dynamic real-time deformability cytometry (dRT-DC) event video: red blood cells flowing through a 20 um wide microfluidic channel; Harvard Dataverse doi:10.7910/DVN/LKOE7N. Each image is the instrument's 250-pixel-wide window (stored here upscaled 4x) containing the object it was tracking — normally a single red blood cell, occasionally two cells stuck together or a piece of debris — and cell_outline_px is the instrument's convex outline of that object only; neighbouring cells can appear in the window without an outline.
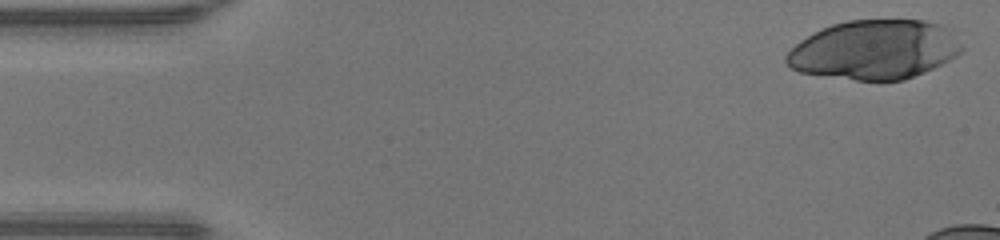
{"species": "human", "species_latin": "Homo sapiens", "temperature_condition": "warm", "stored_images_in_passage": 28, "camera_frame_rate_fps": 3000, "um_per_image_px": 0.085, "donor": {"sex": "male"}, "frame": {"image": 1, "passage_image": 1, "time_ms": 0.0, "image_size_px": [1000, 240], "cell_outline_px": [[964, 48], [956, 56], [924, 72], [904, 80], [856, 80], [800, 72], [792, 68], [784, 60], [784, 56], [800, 40], [820, 28], [832, 24], [848, 20], [924, 20], [956, 28]], "centroid_in_image_um": [74.39, 4.2], "position_along_channel_um": 10.6, "area_um2": 61.04}}